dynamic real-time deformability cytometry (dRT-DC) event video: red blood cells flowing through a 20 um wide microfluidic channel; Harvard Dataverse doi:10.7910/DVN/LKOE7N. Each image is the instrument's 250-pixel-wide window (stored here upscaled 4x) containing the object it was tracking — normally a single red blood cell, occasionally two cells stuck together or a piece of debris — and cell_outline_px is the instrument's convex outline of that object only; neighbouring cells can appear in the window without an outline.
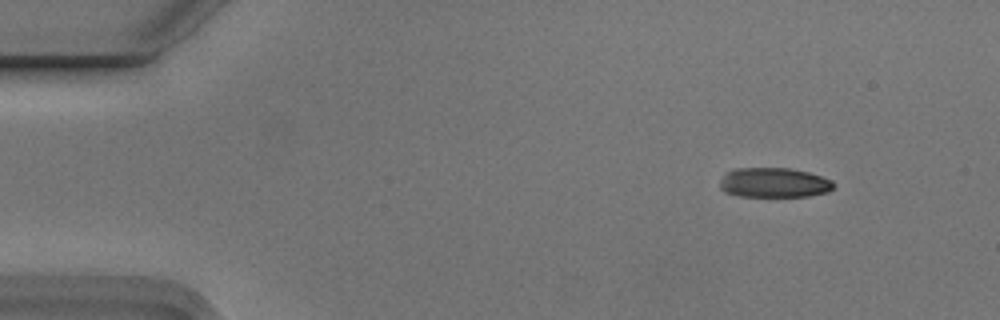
{"species": "Egyptian fruit bat (a non-hibernating species)", "species_latin": "Rousettus aegyptiacus", "temperature_condition": "cold", "stored_images_in_passage": 4, "camera_frame_rate_fps": 3000, "um_per_image_px": 0.085, "animal": {"sex": "male"}, "frame": {"image": 1, "passage_image": 2, "time_ms": 0.333, "image_size_px": [1000, 320], "cell_outline_px": [[832, 188], [828, 192], [808, 196], [740, 196], [724, 192], [720, 188], [720, 180], [724, 172], [736, 168], [788, 168], [808, 172], [832, 180]], "centroid_in_image_um": [65.73, 15.52], "position_along_channel_um": 19.3, "area_um2": 19.71}}